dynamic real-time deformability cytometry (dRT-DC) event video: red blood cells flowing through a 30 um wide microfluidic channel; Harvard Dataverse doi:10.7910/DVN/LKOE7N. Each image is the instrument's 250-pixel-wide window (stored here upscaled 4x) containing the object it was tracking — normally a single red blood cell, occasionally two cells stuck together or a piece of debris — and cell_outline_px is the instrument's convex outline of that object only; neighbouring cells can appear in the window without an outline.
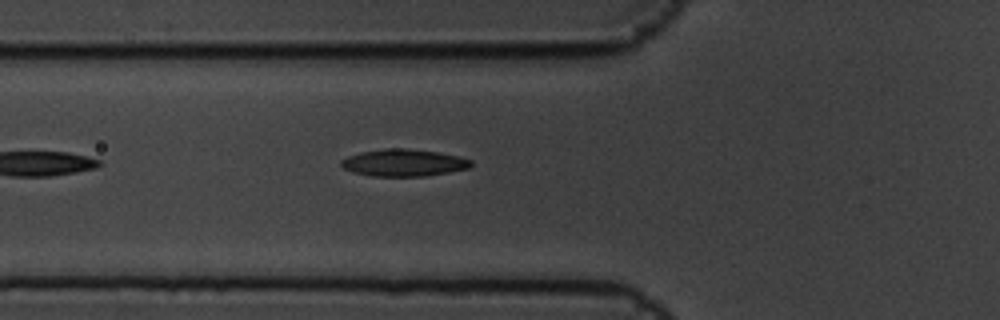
{"species": "common noctule bat (a hibernating species)", "species_latin": "Nyctalus noctula", "temperature_condition": "cold", "stored_images_in_passage": 6, "camera_frame_rate_fps": 3000, "um_per_image_px": 0.085, "animal": {"sex": "male", "body_mass_g": 19.5, "forearm_length_mm": 54.6}, "frame": {"image": 1, "passage_image": 6, "time_ms": 1.667, "image_size_px": [1000, 320], "cell_outline_px": [[472, 164], [468, 168], [448, 172], [424, 176], [372, 176], [352, 172], [344, 168], [340, 164], [340, 160], [348, 156], [360, 152], [384, 148], [404, 148], [436, 152], [456, 156], [472, 160]], "centroid_in_image_um": [34.26, 13.83], "position_along_channel_um": 91.5, "area_um2": 20.35}}